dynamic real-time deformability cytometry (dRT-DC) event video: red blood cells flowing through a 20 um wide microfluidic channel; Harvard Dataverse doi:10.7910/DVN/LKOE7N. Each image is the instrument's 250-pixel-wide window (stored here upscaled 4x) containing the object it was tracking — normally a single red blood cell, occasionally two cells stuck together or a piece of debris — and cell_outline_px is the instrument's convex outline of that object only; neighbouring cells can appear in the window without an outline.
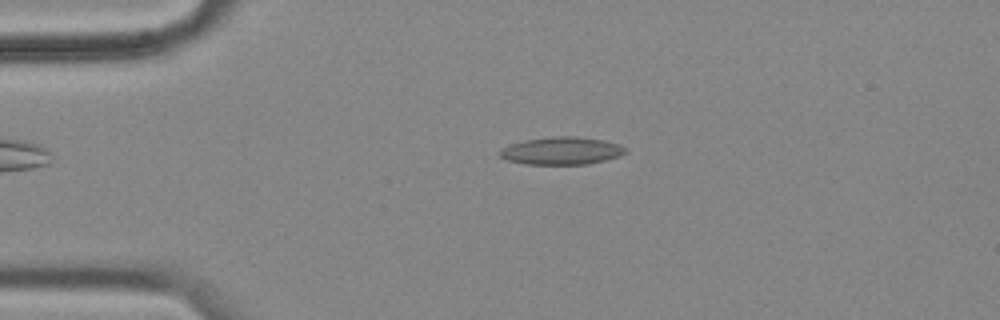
{"species": "common noctule bat (a hibernating species)", "species_latin": "Nyctalus noctula", "temperature_condition": "cold", "stored_images_in_passage": 50, "camera_frame_rate_fps": 3000, "um_per_image_px": 0.085, "animal": {"sex": "female", "body_mass_g": 18.4}, "frame": {"image": 1, "passage_image": 4, "time_ms": 1.0, "image_size_px": [1000, 320], "cell_outline_px": [[628, 152], [620, 156], [588, 164], [528, 164], [508, 160], [500, 156], [500, 148], [512, 144], [528, 140], [552, 136], [576, 136], [604, 140], [620, 144], [628, 148]], "centroid_in_image_um": [47.81, 12.81], "position_along_channel_um": 37.2, "area_um2": 20.17}}
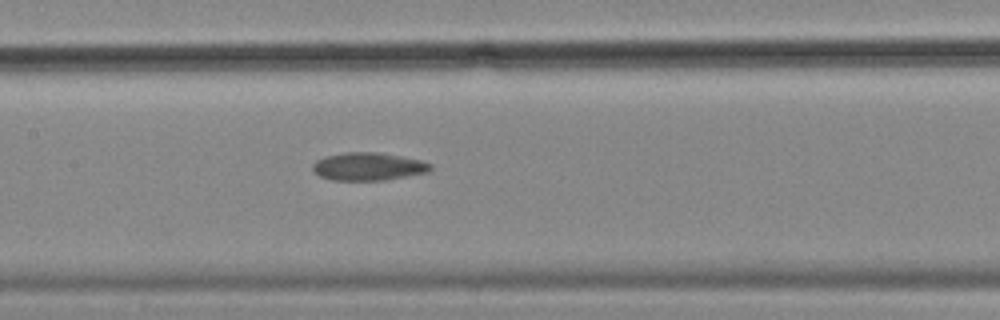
{"frame": {"image": 2, "passage_image": 19, "time_ms": 6.0, "image_size_px": [1000, 320], "cell_outline_px": [[432, 168], [428, 172], [384, 180], [332, 180], [320, 176], [312, 168], [312, 164], [316, 160], [324, 156], [344, 152], [376, 152], [400, 156], [420, 160], [432, 164]], "centroid_in_image_um": [31.28, 14.15], "position_along_channel_um": 176.1, "area_um2": 19.07}}
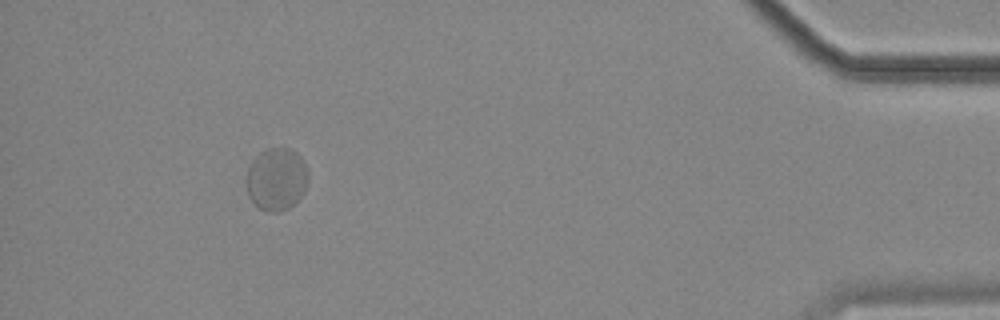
{"frame": {"image": 3, "passage_image": 45, "time_ms": 14.667, "image_size_px": [1000, 320], "cell_outline_px": [[308, 180], [304, 192], [288, 208], [276, 212], [272, 212], [260, 208], [248, 196], [248, 168], [252, 160], [260, 152], [268, 148], [288, 148], [296, 152], [300, 156], [308, 172]], "centroid_in_image_um": [23.51, 15.2], "position_along_channel_um": 411.7, "area_um2": 22.14}, "authors_computed_cell_mechanics": {"area_um2": 19.7387, "velocity_mm_per_s": 3.422, "shape_relaxation_time_tau1_ms": null, "shape_relaxation_time_tau2_ms": 1.0166, "deformation_change_tau1": null, "deformation_change_tau2": 0.0422}}